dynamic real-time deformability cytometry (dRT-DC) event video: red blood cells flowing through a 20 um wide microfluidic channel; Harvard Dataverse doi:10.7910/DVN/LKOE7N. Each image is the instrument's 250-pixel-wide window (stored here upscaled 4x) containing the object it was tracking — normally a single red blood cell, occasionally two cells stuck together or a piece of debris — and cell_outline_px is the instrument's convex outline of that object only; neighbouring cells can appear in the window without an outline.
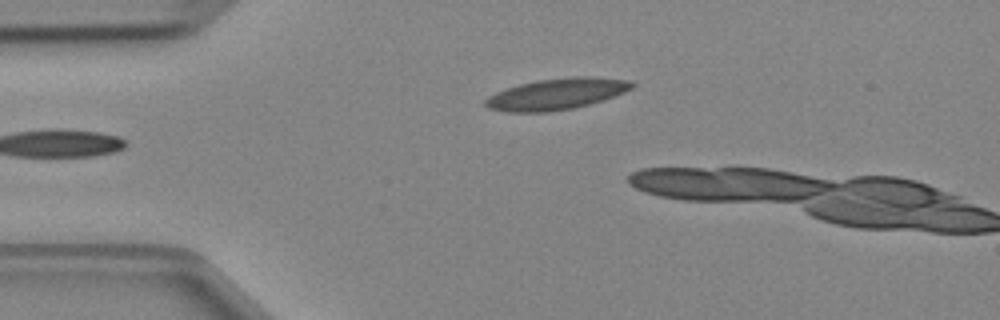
{"species": "Egyptian fruit bat (a non-hibernating species)", "species_latin": "Rousettus aegyptiacus", "temperature_condition": "cold", "stored_images_in_passage": 4, "camera_frame_rate_fps": 3000, "um_per_image_px": 0.085, "animal": {"sex": "female"}, "frame": {"image": 1, "passage_image": 4, "time_ms": 1.0, "image_size_px": [1000, 320], "cell_outline_px": [[636, 84], [632, 88], [624, 92], [576, 108], [548, 112], [504, 112], [488, 108], [484, 104], [484, 100], [488, 96], [504, 88], [520, 84], [540, 80], [576, 76], [588, 76], [628, 80]], "centroid_in_image_um": [47.25, 8.0], "position_along_channel_um": 37.7, "area_um2": 26.59}}